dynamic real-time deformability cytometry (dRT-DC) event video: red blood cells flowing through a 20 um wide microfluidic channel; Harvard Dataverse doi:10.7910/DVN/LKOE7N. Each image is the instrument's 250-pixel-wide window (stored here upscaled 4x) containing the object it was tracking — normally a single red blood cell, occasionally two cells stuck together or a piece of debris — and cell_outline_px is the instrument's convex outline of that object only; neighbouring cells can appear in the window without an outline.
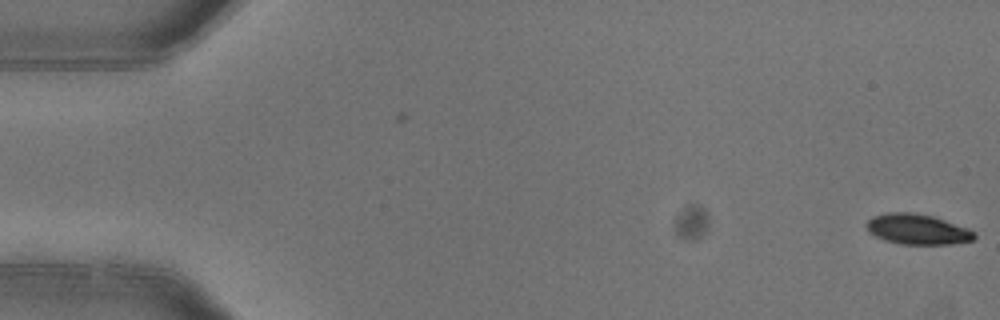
{"species": "common noctule bat (a hibernating species)", "species_latin": "Nyctalus noctula", "temperature_condition": "warm", "stored_images_in_passage": 2, "camera_frame_rate_fps": 3000, "um_per_image_px": 0.085, "animal": {"sex": "female"}, "frame": {"image": 1, "passage_image": 2, "time_ms": 0.333, "image_size_px": [1000, 320], "cell_outline_px": [[976, 236], [972, 240], [948, 244], [900, 244], [884, 240], [868, 232], [864, 224], [872, 216], [888, 212], [912, 212], [932, 216], [968, 228], [976, 232]], "centroid_in_image_um": [77.94, 19.48], "position_along_channel_um": 7.1, "area_um2": 19.13}}